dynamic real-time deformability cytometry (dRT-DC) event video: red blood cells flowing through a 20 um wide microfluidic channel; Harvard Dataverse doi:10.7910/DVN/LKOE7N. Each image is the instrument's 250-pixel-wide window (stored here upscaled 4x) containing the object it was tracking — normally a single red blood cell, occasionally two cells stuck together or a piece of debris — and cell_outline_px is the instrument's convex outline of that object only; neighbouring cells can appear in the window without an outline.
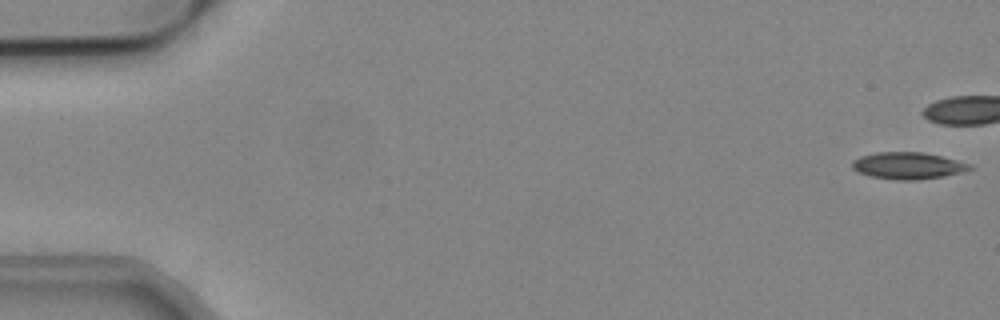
{"species": "common noctule bat (a hibernating species)", "species_latin": "Nyctalus noctula", "temperature_condition": "cold", "stored_images_in_passage": 42, "camera_frame_rate_fps": 3000, "um_per_image_px": 0.085, "animal": {"sex": "male", "body_mass_g": 19.2, "forearm_length_mm": 51.8}, "frame": {"image": 1, "passage_image": 1, "time_ms": 0.0, "image_size_px": [1000, 320], "cell_outline_px": [[972, 168], [960, 172], [944, 176], [920, 180], [896, 180], [868, 176], [856, 172], [852, 168], [852, 160], [860, 156], [876, 152], [920, 152], [940, 156], [972, 164]], "centroid_in_image_um": [77.11, 14.09], "position_along_channel_um": 7.9, "area_um2": 18.44}}
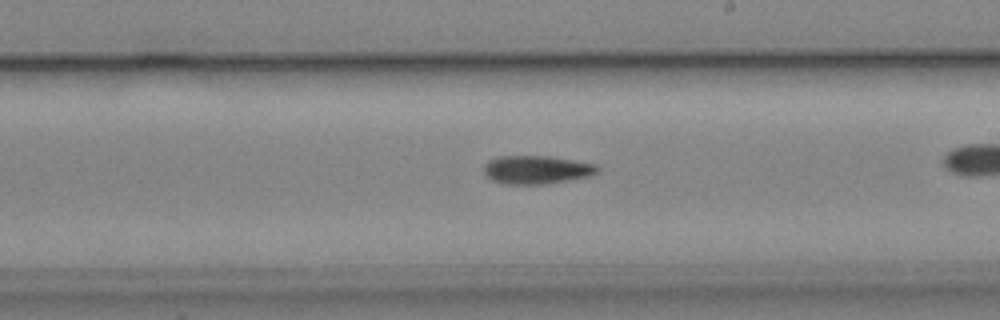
{"frame": {"image": 2, "passage_image": 31, "time_ms": 10.0, "image_size_px": [1000, 320], "cell_outline_px": [[600, 168], [596, 172], [588, 176], [544, 184], [504, 184], [492, 180], [484, 176], [484, 164], [488, 160], [496, 156], [548, 156], [596, 164]], "centroid_in_image_um": [45.53, 14.42], "position_along_channel_um": 243.5, "area_um2": 18.73}}
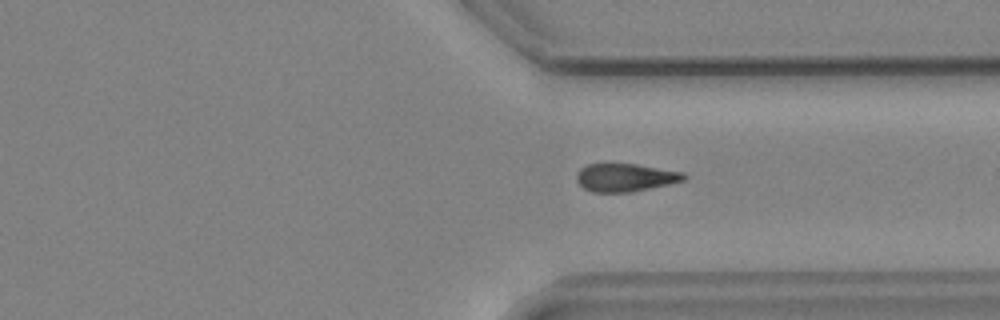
{"frame": {"image": 3, "passage_image": 40, "time_ms": 13.0, "image_size_px": [1000, 320], "cell_outline_px": [[688, 176], [684, 180], [668, 184], [628, 192], [592, 192], [584, 188], [576, 180], [576, 172], [580, 168], [588, 164], [636, 164], [684, 172]], "centroid_in_image_um": [53.13, 15.08], "position_along_channel_um": 358.3, "area_um2": 17.4}}